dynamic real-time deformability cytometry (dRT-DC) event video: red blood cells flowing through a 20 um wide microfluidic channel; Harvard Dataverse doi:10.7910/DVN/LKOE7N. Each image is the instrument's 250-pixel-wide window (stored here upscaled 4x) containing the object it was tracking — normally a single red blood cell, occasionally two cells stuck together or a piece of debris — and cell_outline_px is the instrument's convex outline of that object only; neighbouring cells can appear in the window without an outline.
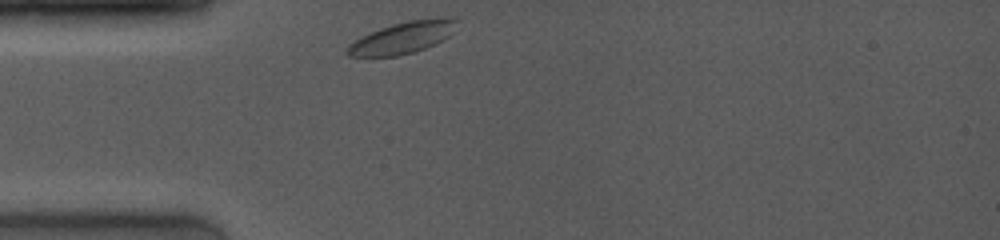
{"species": "common noctule bat (a hibernating species)", "species_latin": "Nyctalus noctula", "temperature_condition": "room temperature", "stored_images_in_passage": 17, "camera_frame_rate_fps": 4000, "um_per_image_px": 0.085, "animal": {"sex": "female", "body_mass_g": 19.0, "forearm_length_mm": 53.3}, "frame": {"image": 1, "passage_image": 1, "time_ms": 0.0, "image_size_px": [1000, 240], "cell_outline_px": [[456, 20], [448, 36], [416, 52], [396, 56], [348, 56], [344, 52], [344, 48], [348, 44], [380, 28], [392, 24], [408, 20], [440, 16]], "centroid_in_image_um": [34.14, 3.2], "position_along_channel_um": 50.9, "area_um2": 19.88}}
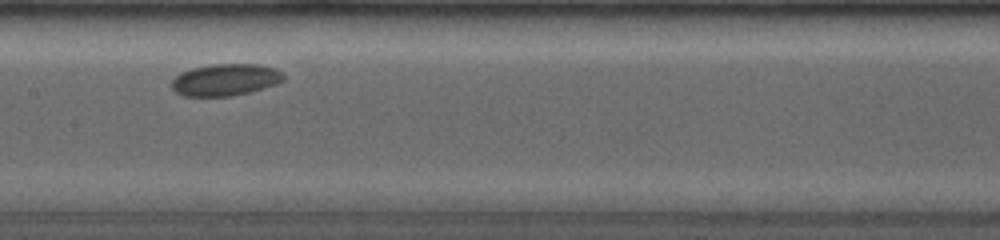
{"frame": {"image": 2, "passage_image": 10, "time_ms": 4.0, "image_size_px": [1000, 240], "cell_outline_px": [[284, 80], [276, 84], [264, 88], [248, 92], [228, 96], [184, 96], [176, 92], [172, 88], [172, 80], [176, 76], [192, 68], [212, 64], [256, 64], [272, 68], [284, 72]], "centroid_in_image_um": [19.17, 6.78], "position_along_channel_um": 188.2, "area_um2": 20.58}}
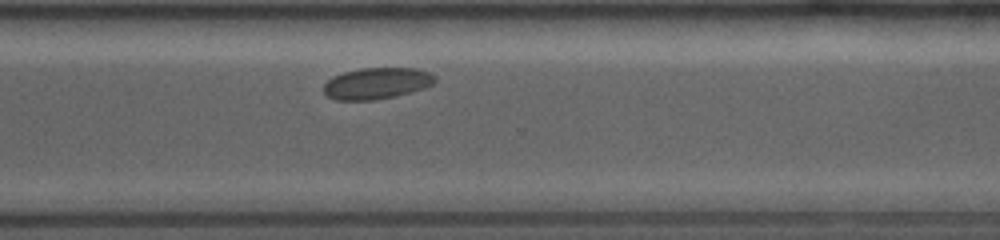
{"frame": {"image": 3, "passage_image": 17, "time_ms": 8.0, "image_size_px": [1000, 240], "cell_outline_px": [[436, 80], [432, 84], [424, 88], [396, 96], [372, 100], [336, 100], [328, 96], [324, 92], [324, 84], [332, 76], [344, 72], [360, 68], [416, 68], [428, 72]], "centroid_in_image_um": [31.99, 7.08], "position_along_channel_um": 338.6, "area_um2": 20.23}}